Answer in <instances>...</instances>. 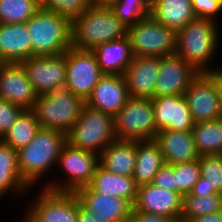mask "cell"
I'll return each instance as SVG.
<instances>
[{"label":"cell","instance_id":"34","mask_svg":"<svg viewBox=\"0 0 222 222\" xmlns=\"http://www.w3.org/2000/svg\"><path fill=\"white\" fill-rule=\"evenodd\" d=\"M39 7L73 22L91 6L89 0H39Z\"/></svg>","mask_w":222,"mask_h":222},{"label":"cell","instance_id":"32","mask_svg":"<svg viewBox=\"0 0 222 222\" xmlns=\"http://www.w3.org/2000/svg\"><path fill=\"white\" fill-rule=\"evenodd\" d=\"M39 9V0H0V24L26 23Z\"/></svg>","mask_w":222,"mask_h":222},{"label":"cell","instance_id":"25","mask_svg":"<svg viewBox=\"0 0 222 222\" xmlns=\"http://www.w3.org/2000/svg\"><path fill=\"white\" fill-rule=\"evenodd\" d=\"M89 186L97 193L124 198L133 206L137 199L138 186L132 176L114 174L100 164Z\"/></svg>","mask_w":222,"mask_h":222},{"label":"cell","instance_id":"6","mask_svg":"<svg viewBox=\"0 0 222 222\" xmlns=\"http://www.w3.org/2000/svg\"><path fill=\"white\" fill-rule=\"evenodd\" d=\"M85 104L84 99L64 87L38 96L32 110L41 128L66 134L78 120Z\"/></svg>","mask_w":222,"mask_h":222},{"label":"cell","instance_id":"41","mask_svg":"<svg viewBox=\"0 0 222 222\" xmlns=\"http://www.w3.org/2000/svg\"><path fill=\"white\" fill-rule=\"evenodd\" d=\"M214 193L219 192L215 189V187H210V185L207 183V180L203 177L199 178L190 192V194H192L193 196L198 197L213 195Z\"/></svg>","mask_w":222,"mask_h":222},{"label":"cell","instance_id":"37","mask_svg":"<svg viewBox=\"0 0 222 222\" xmlns=\"http://www.w3.org/2000/svg\"><path fill=\"white\" fill-rule=\"evenodd\" d=\"M25 109L4 99H0V139L9 131Z\"/></svg>","mask_w":222,"mask_h":222},{"label":"cell","instance_id":"7","mask_svg":"<svg viewBox=\"0 0 222 222\" xmlns=\"http://www.w3.org/2000/svg\"><path fill=\"white\" fill-rule=\"evenodd\" d=\"M114 131L120 140H152L157 134L152 99L130 97L114 116Z\"/></svg>","mask_w":222,"mask_h":222},{"label":"cell","instance_id":"24","mask_svg":"<svg viewBox=\"0 0 222 222\" xmlns=\"http://www.w3.org/2000/svg\"><path fill=\"white\" fill-rule=\"evenodd\" d=\"M135 163L136 140L116 139L99 155V164L106 170L120 176H132Z\"/></svg>","mask_w":222,"mask_h":222},{"label":"cell","instance_id":"14","mask_svg":"<svg viewBox=\"0 0 222 222\" xmlns=\"http://www.w3.org/2000/svg\"><path fill=\"white\" fill-rule=\"evenodd\" d=\"M199 73L176 53L160 58L154 97L184 95Z\"/></svg>","mask_w":222,"mask_h":222},{"label":"cell","instance_id":"16","mask_svg":"<svg viewBox=\"0 0 222 222\" xmlns=\"http://www.w3.org/2000/svg\"><path fill=\"white\" fill-rule=\"evenodd\" d=\"M74 193L84 208L105 222H129L134 206L128 200L97 193L89 185Z\"/></svg>","mask_w":222,"mask_h":222},{"label":"cell","instance_id":"28","mask_svg":"<svg viewBox=\"0 0 222 222\" xmlns=\"http://www.w3.org/2000/svg\"><path fill=\"white\" fill-rule=\"evenodd\" d=\"M30 189L21 177L17 150L0 139V198L8 195V192L22 196Z\"/></svg>","mask_w":222,"mask_h":222},{"label":"cell","instance_id":"23","mask_svg":"<svg viewBox=\"0 0 222 222\" xmlns=\"http://www.w3.org/2000/svg\"><path fill=\"white\" fill-rule=\"evenodd\" d=\"M104 74L124 75L133 59L127 37L101 43L92 50Z\"/></svg>","mask_w":222,"mask_h":222},{"label":"cell","instance_id":"19","mask_svg":"<svg viewBox=\"0 0 222 222\" xmlns=\"http://www.w3.org/2000/svg\"><path fill=\"white\" fill-rule=\"evenodd\" d=\"M183 196L174 191L144 184L138 187L134 208L150 214L179 220L182 214Z\"/></svg>","mask_w":222,"mask_h":222},{"label":"cell","instance_id":"30","mask_svg":"<svg viewBox=\"0 0 222 222\" xmlns=\"http://www.w3.org/2000/svg\"><path fill=\"white\" fill-rule=\"evenodd\" d=\"M40 128L33 110L25 109L1 140L18 151L34 139Z\"/></svg>","mask_w":222,"mask_h":222},{"label":"cell","instance_id":"18","mask_svg":"<svg viewBox=\"0 0 222 222\" xmlns=\"http://www.w3.org/2000/svg\"><path fill=\"white\" fill-rule=\"evenodd\" d=\"M129 98L124 75L104 74L85 102L86 105L114 117Z\"/></svg>","mask_w":222,"mask_h":222},{"label":"cell","instance_id":"26","mask_svg":"<svg viewBox=\"0 0 222 222\" xmlns=\"http://www.w3.org/2000/svg\"><path fill=\"white\" fill-rule=\"evenodd\" d=\"M163 164L160 146L154 139L136 141V163L132 177L138 187L152 183Z\"/></svg>","mask_w":222,"mask_h":222},{"label":"cell","instance_id":"43","mask_svg":"<svg viewBox=\"0 0 222 222\" xmlns=\"http://www.w3.org/2000/svg\"><path fill=\"white\" fill-rule=\"evenodd\" d=\"M189 222H222V212L198 216Z\"/></svg>","mask_w":222,"mask_h":222},{"label":"cell","instance_id":"9","mask_svg":"<svg viewBox=\"0 0 222 222\" xmlns=\"http://www.w3.org/2000/svg\"><path fill=\"white\" fill-rule=\"evenodd\" d=\"M58 164L65 172L66 179L62 182H47L43 188L56 192H75L78 188L91 183L93 175L99 165V155L77 149L66 143L59 154ZM68 179V180H67Z\"/></svg>","mask_w":222,"mask_h":222},{"label":"cell","instance_id":"27","mask_svg":"<svg viewBox=\"0 0 222 222\" xmlns=\"http://www.w3.org/2000/svg\"><path fill=\"white\" fill-rule=\"evenodd\" d=\"M151 15L176 33L196 17L191 0H155Z\"/></svg>","mask_w":222,"mask_h":222},{"label":"cell","instance_id":"22","mask_svg":"<svg viewBox=\"0 0 222 222\" xmlns=\"http://www.w3.org/2000/svg\"><path fill=\"white\" fill-rule=\"evenodd\" d=\"M154 140L159 144L166 164L174 165L199 159L191 131L161 130Z\"/></svg>","mask_w":222,"mask_h":222},{"label":"cell","instance_id":"4","mask_svg":"<svg viewBox=\"0 0 222 222\" xmlns=\"http://www.w3.org/2000/svg\"><path fill=\"white\" fill-rule=\"evenodd\" d=\"M26 25L33 56L60 55L72 46V22L65 17L40 8Z\"/></svg>","mask_w":222,"mask_h":222},{"label":"cell","instance_id":"33","mask_svg":"<svg viewBox=\"0 0 222 222\" xmlns=\"http://www.w3.org/2000/svg\"><path fill=\"white\" fill-rule=\"evenodd\" d=\"M110 8L128 28L151 15V6L144 0H117Z\"/></svg>","mask_w":222,"mask_h":222},{"label":"cell","instance_id":"13","mask_svg":"<svg viewBox=\"0 0 222 222\" xmlns=\"http://www.w3.org/2000/svg\"><path fill=\"white\" fill-rule=\"evenodd\" d=\"M184 96L187 99L194 123L222 117V104L216 80L209 73H199Z\"/></svg>","mask_w":222,"mask_h":222},{"label":"cell","instance_id":"35","mask_svg":"<svg viewBox=\"0 0 222 222\" xmlns=\"http://www.w3.org/2000/svg\"><path fill=\"white\" fill-rule=\"evenodd\" d=\"M199 159L175 164V180L177 193L185 196L190 193L195 183L201 177Z\"/></svg>","mask_w":222,"mask_h":222},{"label":"cell","instance_id":"38","mask_svg":"<svg viewBox=\"0 0 222 222\" xmlns=\"http://www.w3.org/2000/svg\"><path fill=\"white\" fill-rule=\"evenodd\" d=\"M191 1H192L194 15L197 18H206L217 21L216 18L222 12L221 0H191Z\"/></svg>","mask_w":222,"mask_h":222},{"label":"cell","instance_id":"10","mask_svg":"<svg viewBox=\"0 0 222 222\" xmlns=\"http://www.w3.org/2000/svg\"><path fill=\"white\" fill-rule=\"evenodd\" d=\"M31 202L22 222H78V198L74 192L45 188Z\"/></svg>","mask_w":222,"mask_h":222},{"label":"cell","instance_id":"12","mask_svg":"<svg viewBox=\"0 0 222 222\" xmlns=\"http://www.w3.org/2000/svg\"><path fill=\"white\" fill-rule=\"evenodd\" d=\"M38 96L65 87L66 58L60 55L32 56L21 62Z\"/></svg>","mask_w":222,"mask_h":222},{"label":"cell","instance_id":"42","mask_svg":"<svg viewBox=\"0 0 222 222\" xmlns=\"http://www.w3.org/2000/svg\"><path fill=\"white\" fill-rule=\"evenodd\" d=\"M78 222H105L103 219L97 217L94 213H91L84 208L78 199Z\"/></svg>","mask_w":222,"mask_h":222},{"label":"cell","instance_id":"21","mask_svg":"<svg viewBox=\"0 0 222 222\" xmlns=\"http://www.w3.org/2000/svg\"><path fill=\"white\" fill-rule=\"evenodd\" d=\"M26 23L0 24V63H21L33 56Z\"/></svg>","mask_w":222,"mask_h":222},{"label":"cell","instance_id":"20","mask_svg":"<svg viewBox=\"0 0 222 222\" xmlns=\"http://www.w3.org/2000/svg\"><path fill=\"white\" fill-rule=\"evenodd\" d=\"M159 67V57L133 56L124 74L130 97L154 98Z\"/></svg>","mask_w":222,"mask_h":222},{"label":"cell","instance_id":"2","mask_svg":"<svg viewBox=\"0 0 222 222\" xmlns=\"http://www.w3.org/2000/svg\"><path fill=\"white\" fill-rule=\"evenodd\" d=\"M66 134L62 131L40 128L34 139L17 151L18 168L23 181L33 189V185L58 165L59 154L66 144ZM35 183V184H34Z\"/></svg>","mask_w":222,"mask_h":222},{"label":"cell","instance_id":"1","mask_svg":"<svg viewBox=\"0 0 222 222\" xmlns=\"http://www.w3.org/2000/svg\"><path fill=\"white\" fill-rule=\"evenodd\" d=\"M218 27V21L195 17L176 33L175 53L198 73L213 72L217 67L211 66L220 43Z\"/></svg>","mask_w":222,"mask_h":222},{"label":"cell","instance_id":"11","mask_svg":"<svg viewBox=\"0 0 222 222\" xmlns=\"http://www.w3.org/2000/svg\"><path fill=\"white\" fill-rule=\"evenodd\" d=\"M65 58V88L86 101L104 73L91 50L71 46L65 52Z\"/></svg>","mask_w":222,"mask_h":222},{"label":"cell","instance_id":"29","mask_svg":"<svg viewBox=\"0 0 222 222\" xmlns=\"http://www.w3.org/2000/svg\"><path fill=\"white\" fill-rule=\"evenodd\" d=\"M191 132L199 156L222 154V117L195 123Z\"/></svg>","mask_w":222,"mask_h":222},{"label":"cell","instance_id":"17","mask_svg":"<svg viewBox=\"0 0 222 222\" xmlns=\"http://www.w3.org/2000/svg\"><path fill=\"white\" fill-rule=\"evenodd\" d=\"M152 102L157 132L192 131L195 123L184 95L154 97Z\"/></svg>","mask_w":222,"mask_h":222},{"label":"cell","instance_id":"8","mask_svg":"<svg viewBox=\"0 0 222 222\" xmlns=\"http://www.w3.org/2000/svg\"><path fill=\"white\" fill-rule=\"evenodd\" d=\"M133 56L164 57L176 52V32L160 24L152 15L128 28Z\"/></svg>","mask_w":222,"mask_h":222},{"label":"cell","instance_id":"15","mask_svg":"<svg viewBox=\"0 0 222 222\" xmlns=\"http://www.w3.org/2000/svg\"><path fill=\"white\" fill-rule=\"evenodd\" d=\"M37 97L21 63H0V99L33 109Z\"/></svg>","mask_w":222,"mask_h":222},{"label":"cell","instance_id":"5","mask_svg":"<svg viewBox=\"0 0 222 222\" xmlns=\"http://www.w3.org/2000/svg\"><path fill=\"white\" fill-rule=\"evenodd\" d=\"M116 139L114 117L86 104L76 123L66 133V142L70 146L97 155Z\"/></svg>","mask_w":222,"mask_h":222},{"label":"cell","instance_id":"46","mask_svg":"<svg viewBox=\"0 0 222 222\" xmlns=\"http://www.w3.org/2000/svg\"><path fill=\"white\" fill-rule=\"evenodd\" d=\"M147 2L150 6H152L155 3V0H144Z\"/></svg>","mask_w":222,"mask_h":222},{"label":"cell","instance_id":"44","mask_svg":"<svg viewBox=\"0 0 222 222\" xmlns=\"http://www.w3.org/2000/svg\"><path fill=\"white\" fill-rule=\"evenodd\" d=\"M215 80L218 85L220 99L222 104V66L217 67L213 72L209 73Z\"/></svg>","mask_w":222,"mask_h":222},{"label":"cell","instance_id":"39","mask_svg":"<svg viewBox=\"0 0 222 222\" xmlns=\"http://www.w3.org/2000/svg\"><path fill=\"white\" fill-rule=\"evenodd\" d=\"M152 184L169 191L177 192V184L175 180V164L170 165L164 163L157 171Z\"/></svg>","mask_w":222,"mask_h":222},{"label":"cell","instance_id":"45","mask_svg":"<svg viewBox=\"0 0 222 222\" xmlns=\"http://www.w3.org/2000/svg\"><path fill=\"white\" fill-rule=\"evenodd\" d=\"M117 0H89L91 7L110 8Z\"/></svg>","mask_w":222,"mask_h":222},{"label":"cell","instance_id":"40","mask_svg":"<svg viewBox=\"0 0 222 222\" xmlns=\"http://www.w3.org/2000/svg\"><path fill=\"white\" fill-rule=\"evenodd\" d=\"M129 222H180V221L170 217L139 211L133 207Z\"/></svg>","mask_w":222,"mask_h":222},{"label":"cell","instance_id":"31","mask_svg":"<svg viewBox=\"0 0 222 222\" xmlns=\"http://www.w3.org/2000/svg\"><path fill=\"white\" fill-rule=\"evenodd\" d=\"M219 212H222V193L202 197L188 193L183 196L180 222H189L192 218Z\"/></svg>","mask_w":222,"mask_h":222},{"label":"cell","instance_id":"36","mask_svg":"<svg viewBox=\"0 0 222 222\" xmlns=\"http://www.w3.org/2000/svg\"><path fill=\"white\" fill-rule=\"evenodd\" d=\"M201 177L222 193V154L199 156Z\"/></svg>","mask_w":222,"mask_h":222},{"label":"cell","instance_id":"3","mask_svg":"<svg viewBox=\"0 0 222 222\" xmlns=\"http://www.w3.org/2000/svg\"><path fill=\"white\" fill-rule=\"evenodd\" d=\"M128 27L111 8L90 7L72 22V47L92 50L101 43L127 37Z\"/></svg>","mask_w":222,"mask_h":222}]
</instances>
